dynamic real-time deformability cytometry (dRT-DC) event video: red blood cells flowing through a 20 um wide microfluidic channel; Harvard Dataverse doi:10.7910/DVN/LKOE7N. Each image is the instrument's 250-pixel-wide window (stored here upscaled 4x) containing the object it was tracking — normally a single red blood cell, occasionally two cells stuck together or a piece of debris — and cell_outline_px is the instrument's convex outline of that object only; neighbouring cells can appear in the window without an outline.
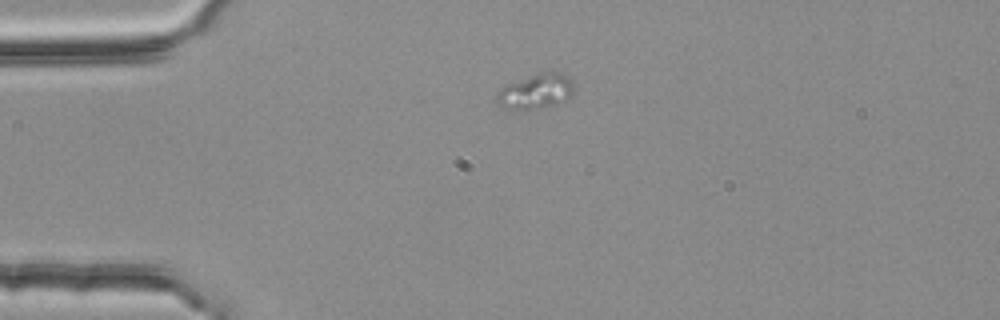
{"species": "common noctule bat (a hibernating species)", "species_latin": "Nyctalus noctula", "temperature_condition": "room temperature", "stored_images_in_passage": 44, "camera_frame_rate_fps": 3000, "um_per_image_px": 0.085, "animal": {"sex": "female", "body_mass_g": 25.1}, "frame": {"image": 1, "passage_image": 1, "time_ms": 0.0, "image_size_px": [1000, 320], "cell_outline_px": [[572, 92], [564, 100], [556, 104], [536, 108], [500, 108], [496, 100], [496, 92], [504, 84], [544, 68], [564, 72], [572, 80]], "centroid_in_image_um": [45.51, 7.66], "position_along_channel_um": 39.5, "area_um2": 16.3}}